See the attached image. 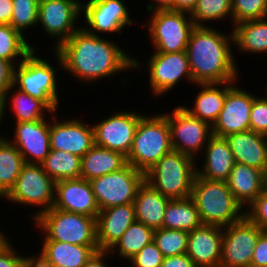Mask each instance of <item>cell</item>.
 <instances>
[{
  "label": "cell",
  "instance_id": "6da1fadb",
  "mask_svg": "<svg viewBox=\"0 0 267 267\" xmlns=\"http://www.w3.org/2000/svg\"><path fill=\"white\" fill-rule=\"evenodd\" d=\"M119 44L110 36L93 35L81 27L55 51L62 60V72L72 76L77 84L84 86L85 83L93 89L104 79L112 82L119 74L123 77L121 85L126 86L130 78L121 74L132 73L134 55L128 54Z\"/></svg>",
  "mask_w": 267,
  "mask_h": 267
},
{
  "label": "cell",
  "instance_id": "7a4b0ae2",
  "mask_svg": "<svg viewBox=\"0 0 267 267\" xmlns=\"http://www.w3.org/2000/svg\"><path fill=\"white\" fill-rule=\"evenodd\" d=\"M233 48L232 30L195 26L186 47L193 85L240 82Z\"/></svg>",
  "mask_w": 267,
  "mask_h": 267
},
{
  "label": "cell",
  "instance_id": "3957f363",
  "mask_svg": "<svg viewBox=\"0 0 267 267\" xmlns=\"http://www.w3.org/2000/svg\"><path fill=\"white\" fill-rule=\"evenodd\" d=\"M49 49V50H48ZM51 57H43L38 50H32L22 62L14 66L13 85L28 95L42 101L52 112L59 111L62 96L59 71L62 72V60L55 50L47 48ZM40 54L38 56V54ZM50 59V61H49ZM56 63V64H55ZM59 69V70H58ZM59 75V76H58ZM60 86V87H59ZM60 92V93H59Z\"/></svg>",
  "mask_w": 267,
  "mask_h": 267
},
{
  "label": "cell",
  "instance_id": "277c9868",
  "mask_svg": "<svg viewBox=\"0 0 267 267\" xmlns=\"http://www.w3.org/2000/svg\"><path fill=\"white\" fill-rule=\"evenodd\" d=\"M203 224L228 226L241 220L245 210L236 201L227 182L195 176L190 196Z\"/></svg>",
  "mask_w": 267,
  "mask_h": 267
},
{
  "label": "cell",
  "instance_id": "5b68a950",
  "mask_svg": "<svg viewBox=\"0 0 267 267\" xmlns=\"http://www.w3.org/2000/svg\"><path fill=\"white\" fill-rule=\"evenodd\" d=\"M154 113H145L139 119L133 145L127 156V163L143 173L173 150L166 111Z\"/></svg>",
  "mask_w": 267,
  "mask_h": 267
},
{
  "label": "cell",
  "instance_id": "8992f818",
  "mask_svg": "<svg viewBox=\"0 0 267 267\" xmlns=\"http://www.w3.org/2000/svg\"><path fill=\"white\" fill-rule=\"evenodd\" d=\"M32 226L40 231L42 241L66 242L81 246H98L94 217L51 208L43 212ZM43 233V235H42Z\"/></svg>",
  "mask_w": 267,
  "mask_h": 267
},
{
  "label": "cell",
  "instance_id": "52a82bcc",
  "mask_svg": "<svg viewBox=\"0 0 267 267\" xmlns=\"http://www.w3.org/2000/svg\"><path fill=\"white\" fill-rule=\"evenodd\" d=\"M197 161L172 150L145 172V182L170 199L191 196Z\"/></svg>",
  "mask_w": 267,
  "mask_h": 267
},
{
  "label": "cell",
  "instance_id": "ba28073f",
  "mask_svg": "<svg viewBox=\"0 0 267 267\" xmlns=\"http://www.w3.org/2000/svg\"><path fill=\"white\" fill-rule=\"evenodd\" d=\"M151 55L145 58L146 63L142 58L133 56V72L142 71L148 74V86L150 93L157 99L176 88L181 82H189L193 86L192 74L189 67V61L186 51L164 53L151 51ZM142 60V61H141ZM146 66V67H145ZM186 78V79H185ZM181 81V82H180ZM174 88V89H173Z\"/></svg>",
  "mask_w": 267,
  "mask_h": 267
},
{
  "label": "cell",
  "instance_id": "9c48e42d",
  "mask_svg": "<svg viewBox=\"0 0 267 267\" xmlns=\"http://www.w3.org/2000/svg\"><path fill=\"white\" fill-rule=\"evenodd\" d=\"M17 206H31L30 220L50 210L55 201V181L43 170L41 164L25 163L14 187L2 199ZM37 209V211H36ZM33 213V214H32Z\"/></svg>",
  "mask_w": 267,
  "mask_h": 267
},
{
  "label": "cell",
  "instance_id": "30bf717a",
  "mask_svg": "<svg viewBox=\"0 0 267 267\" xmlns=\"http://www.w3.org/2000/svg\"><path fill=\"white\" fill-rule=\"evenodd\" d=\"M145 14L150 18L140 24V28H148L146 33L153 45V51L164 53L186 51L190 35L195 28L190 13L166 9Z\"/></svg>",
  "mask_w": 267,
  "mask_h": 267
},
{
  "label": "cell",
  "instance_id": "8fae6325",
  "mask_svg": "<svg viewBox=\"0 0 267 267\" xmlns=\"http://www.w3.org/2000/svg\"><path fill=\"white\" fill-rule=\"evenodd\" d=\"M82 0H39L38 23L56 50L81 28ZM80 20V21H79ZM80 23V24H78Z\"/></svg>",
  "mask_w": 267,
  "mask_h": 267
},
{
  "label": "cell",
  "instance_id": "7c38bea8",
  "mask_svg": "<svg viewBox=\"0 0 267 267\" xmlns=\"http://www.w3.org/2000/svg\"><path fill=\"white\" fill-rule=\"evenodd\" d=\"M129 10L131 9L124 0H84L81 27L88 33L101 37L116 34V37L120 36L125 28L129 29V26L137 23L131 18Z\"/></svg>",
  "mask_w": 267,
  "mask_h": 267
},
{
  "label": "cell",
  "instance_id": "4fadbf2b",
  "mask_svg": "<svg viewBox=\"0 0 267 267\" xmlns=\"http://www.w3.org/2000/svg\"><path fill=\"white\" fill-rule=\"evenodd\" d=\"M166 112L170 128L172 149L198 161L212 136V127L186 111L182 105H175Z\"/></svg>",
  "mask_w": 267,
  "mask_h": 267
},
{
  "label": "cell",
  "instance_id": "5bb4252c",
  "mask_svg": "<svg viewBox=\"0 0 267 267\" xmlns=\"http://www.w3.org/2000/svg\"><path fill=\"white\" fill-rule=\"evenodd\" d=\"M145 181V173L127 164L121 170L91 179L96 202L100 210L133 203L138 188Z\"/></svg>",
  "mask_w": 267,
  "mask_h": 267
},
{
  "label": "cell",
  "instance_id": "9a60e30c",
  "mask_svg": "<svg viewBox=\"0 0 267 267\" xmlns=\"http://www.w3.org/2000/svg\"><path fill=\"white\" fill-rule=\"evenodd\" d=\"M111 115L103 116L98 122H91L94 130L95 145L123 153L126 157L131 151L133 139L144 113L116 109Z\"/></svg>",
  "mask_w": 267,
  "mask_h": 267
},
{
  "label": "cell",
  "instance_id": "2e32d148",
  "mask_svg": "<svg viewBox=\"0 0 267 267\" xmlns=\"http://www.w3.org/2000/svg\"><path fill=\"white\" fill-rule=\"evenodd\" d=\"M263 230L246 216L223 227L219 267H251L254 248Z\"/></svg>",
  "mask_w": 267,
  "mask_h": 267
},
{
  "label": "cell",
  "instance_id": "e0dca14e",
  "mask_svg": "<svg viewBox=\"0 0 267 267\" xmlns=\"http://www.w3.org/2000/svg\"><path fill=\"white\" fill-rule=\"evenodd\" d=\"M59 111L50 113V148L83 157L94 145V130L83 118L59 119Z\"/></svg>",
  "mask_w": 267,
  "mask_h": 267
},
{
  "label": "cell",
  "instance_id": "ac0fdd59",
  "mask_svg": "<svg viewBox=\"0 0 267 267\" xmlns=\"http://www.w3.org/2000/svg\"><path fill=\"white\" fill-rule=\"evenodd\" d=\"M237 84V81L227 82L223 109L212 126V135L226 137L250 130L251 108L256 95Z\"/></svg>",
  "mask_w": 267,
  "mask_h": 267
},
{
  "label": "cell",
  "instance_id": "d6986e66",
  "mask_svg": "<svg viewBox=\"0 0 267 267\" xmlns=\"http://www.w3.org/2000/svg\"><path fill=\"white\" fill-rule=\"evenodd\" d=\"M11 122L14 128L12 137L6 138L22 154L25 163L40 164L49 154L50 148V115L47 118L30 122Z\"/></svg>",
  "mask_w": 267,
  "mask_h": 267
},
{
  "label": "cell",
  "instance_id": "ffe728a7",
  "mask_svg": "<svg viewBox=\"0 0 267 267\" xmlns=\"http://www.w3.org/2000/svg\"><path fill=\"white\" fill-rule=\"evenodd\" d=\"M53 208L97 218L100 211L91 184L84 178L55 182Z\"/></svg>",
  "mask_w": 267,
  "mask_h": 267
},
{
  "label": "cell",
  "instance_id": "44dd1931",
  "mask_svg": "<svg viewBox=\"0 0 267 267\" xmlns=\"http://www.w3.org/2000/svg\"><path fill=\"white\" fill-rule=\"evenodd\" d=\"M222 241L223 227L202 224L188 232L186 254L196 267H219Z\"/></svg>",
  "mask_w": 267,
  "mask_h": 267
},
{
  "label": "cell",
  "instance_id": "7402d4cb",
  "mask_svg": "<svg viewBox=\"0 0 267 267\" xmlns=\"http://www.w3.org/2000/svg\"><path fill=\"white\" fill-rule=\"evenodd\" d=\"M34 252L32 266L83 267L99 246H81L58 241H40ZM36 253V254H35Z\"/></svg>",
  "mask_w": 267,
  "mask_h": 267
},
{
  "label": "cell",
  "instance_id": "603a6c76",
  "mask_svg": "<svg viewBox=\"0 0 267 267\" xmlns=\"http://www.w3.org/2000/svg\"><path fill=\"white\" fill-rule=\"evenodd\" d=\"M198 160L202 164L197 161V176L210 181L226 182L236 163L226 138L215 135L209 138Z\"/></svg>",
  "mask_w": 267,
  "mask_h": 267
},
{
  "label": "cell",
  "instance_id": "cb8c5ba5",
  "mask_svg": "<svg viewBox=\"0 0 267 267\" xmlns=\"http://www.w3.org/2000/svg\"><path fill=\"white\" fill-rule=\"evenodd\" d=\"M135 220L133 203L100 210L96 218L99 250L108 251Z\"/></svg>",
  "mask_w": 267,
  "mask_h": 267
},
{
  "label": "cell",
  "instance_id": "d4e9b609",
  "mask_svg": "<svg viewBox=\"0 0 267 267\" xmlns=\"http://www.w3.org/2000/svg\"><path fill=\"white\" fill-rule=\"evenodd\" d=\"M226 140L235 162L264 170L267 162L266 135L252 130L227 135Z\"/></svg>",
  "mask_w": 267,
  "mask_h": 267
},
{
  "label": "cell",
  "instance_id": "484cf974",
  "mask_svg": "<svg viewBox=\"0 0 267 267\" xmlns=\"http://www.w3.org/2000/svg\"><path fill=\"white\" fill-rule=\"evenodd\" d=\"M196 96H193L191 107L183 108L191 115L207 122L211 127L218 119V116L223 109L224 101L227 93V82L225 83H210V84H195ZM199 91V92H198Z\"/></svg>",
  "mask_w": 267,
  "mask_h": 267
},
{
  "label": "cell",
  "instance_id": "4316f807",
  "mask_svg": "<svg viewBox=\"0 0 267 267\" xmlns=\"http://www.w3.org/2000/svg\"><path fill=\"white\" fill-rule=\"evenodd\" d=\"M227 185L236 201L245 210L263 191V171L236 162L227 179Z\"/></svg>",
  "mask_w": 267,
  "mask_h": 267
},
{
  "label": "cell",
  "instance_id": "83f0119b",
  "mask_svg": "<svg viewBox=\"0 0 267 267\" xmlns=\"http://www.w3.org/2000/svg\"><path fill=\"white\" fill-rule=\"evenodd\" d=\"M170 200L144 181L133 202L136 220L153 230L162 228L166 206Z\"/></svg>",
  "mask_w": 267,
  "mask_h": 267
},
{
  "label": "cell",
  "instance_id": "f1b7e54d",
  "mask_svg": "<svg viewBox=\"0 0 267 267\" xmlns=\"http://www.w3.org/2000/svg\"><path fill=\"white\" fill-rule=\"evenodd\" d=\"M234 53L260 55L267 54V18L246 20L231 28Z\"/></svg>",
  "mask_w": 267,
  "mask_h": 267
},
{
  "label": "cell",
  "instance_id": "f546056e",
  "mask_svg": "<svg viewBox=\"0 0 267 267\" xmlns=\"http://www.w3.org/2000/svg\"><path fill=\"white\" fill-rule=\"evenodd\" d=\"M127 157L118 151L94 145L81 157L80 177L88 181L121 170L127 165Z\"/></svg>",
  "mask_w": 267,
  "mask_h": 267
},
{
  "label": "cell",
  "instance_id": "4dcf8cb0",
  "mask_svg": "<svg viewBox=\"0 0 267 267\" xmlns=\"http://www.w3.org/2000/svg\"><path fill=\"white\" fill-rule=\"evenodd\" d=\"M3 97L5 106L4 120L8 119L6 118V112L10 114L11 117H14L11 118V120L14 119V123L41 120L47 118V115H50V113H52V111L42 101L28 95L25 92H22L14 85H12L6 91ZM9 109L10 113L8 112Z\"/></svg>",
  "mask_w": 267,
  "mask_h": 267
},
{
  "label": "cell",
  "instance_id": "1f68e13d",
  "mask_svg": "<svg viewBox=\"0 0 267 267\" xmlns=\"http://www.w3.org/2000/svg\"><path fill=\"white\" fill-rule=\"evenodd\" d=\"M153 233V229L135 220L121 238L108 250V253L112 259L115 260L116 257L120 262L127 263L144 246L153 241Z\"/></svg>",
  "mask_w": 267,
  "mask_h": 267
},
{
  "label": "cell",
  "instance_id": "d6a6232c",
  "mask_svg": "<svg viewBox=\"0 0 267 267\" xmlns=\"http://www.w3.org/2000/svg\"><path fill=\"white\" fill-rule=\"evenodd\" d=\"M202 224L197 207L191 197L171 199L168 202L162 228L190 232Z\"/></svg>",
  "mask_w": 267,
  "mask_h": 267
},
{
  "label": "cell",
  "instance_id": "836d02e7",
  "mask_svg": "<svg viewBox=\"0 0 267 267\" xmlns=\"http://www.w3.org/2000/svg\"><path fill=\"white\" fill-rule=\"evenodd\" d=\"M24 164L17 147L6 137L0 138V200L14 187Z\"/></svg>",
  "mask_w": 267,
  "mask_h": 267
},
{
  "label": "cell",
  "instance_id": "e575fe53",
  "mask_svg": "<svg viewBox=\"0 0 267 267\" xmlns=\"http://www.w3.org/2000/svg\"><path fill=\"white\" fill-rule=\"evenodd\" d=\"M28 38L24 37L10 24H0V59L11 62L16 66L32 50H40L38 49L40 47L34 45L33 40Z\"/></svg>",
  "mask_w": 267,
  "mask_h": 267
},
{
  "label": "cell",
  "instance_id": "d590c367",
  "mask_svg": "<svg viewBox=\"0 0 267 267\" xmlns=\"http://www.w3.org/2000/svg\"><path fill=\"white\" fill-rule=\"evenodd\" d=\"M43 170L55 181L80 178L81 157L70 152L50 150L40 163Z\"/></svg>",
  "mask_w": 267,
  "mask_h": 267
},
{
  "label": "cell",
  "instance_id": "8d00e7d4",
  "mask_svg": "<svg viewBox=\"0 0 267 267\" xmlns=\"http://www.w3.org/2000/svg\"><path fill=\"white\" fill-rule=\"evenodd\" d=\"M232 0H197L195 8L190 13L195 26H213L219 21L230 20L232 23ZM229 18V19H228ZM210 22V24H209Z\"/></svg>",
  "mask_w": 267,
  "mask_h": 267
},
{
  "label": "cell",
  "instance_id": "74e56055",
  "mask_svg": "<svg viewBox=\"0 0 267 267\" xmlns=\"http://www.w3.org/2000/svg\"><path fill=\"white\" fill-rule=\"evenodd\" d=\"M38 4L39 0H12L13 9L10 25L24 37L28 36L25 34L31 28L34 31L38 27Z\"/></svg>",
  "mask_w": 267,
  "mask_h": 267
},
{
  "label": "cell",
  "instance_id": "f35d334b",
  "mask_svg": "<svg viewBox=\"0 0 267 267\" xmlns=\"http://www.w3.org/2000/svg\"><path fill=\"white\" fill-rule=\"evenodd\" d=\"M153 241L164 257L186 254L188 232L168 228L156 229L153 233Z\"/></svg>",
  "mask_w": 267,
  "mask_h": 267
},
{
  "label": "cell",
  "instance_id": "ab89813d",
  "mask_svg": "<svg viewBox=\"0 0 267 267\" xmlns=\"http://www.w3.org/2000/svg\"><path fill=\"white\" fill-rule=\"evenodd\" d=\"M232 24L267 18V0H232Z\"/></svg>",
  "mask_w": 267,
  "mask_h": 267
},
{
  "label": "cell",
  "instance_id": "60d3db41",
  "mask_svg": "<svg viewBox=\"0 0 267 267\" xmlns=\"http://www.w3.org/2000/svg\"><path fill=\"white\" fill-rule=\"evenodd\" d=\"M265 89L261 97L259 93L254 97L250 116V130L263 135H267V85Z\"/></svg>",
  "mask_w": 267,
  "mask_h": 267
},
{
  "label": "cell",
  "instance_id": "b9f144b4",
  "mask_svg": "<svg viewBox=\"0 0 267 267\" xmlns=\"http://www.w3.org/2000/svg\"><path fill=\"white\" fill-rule=\"evenodd\" d=\"M164 255L154 241L144 246L126 265L132 267H161Z\"/></svg>",
  "mask_w": 267,
  "mask_h": 267
},
{
  "label": "cell",
  "instance_id": "7bdbcfd3",
  "mask_svg": "<svg viewBox=\"0 0 267 267\" xmlns=\"http://www.w3.org/2000/svg\"><path fill=\"white\" fill-rule=\"evenodd\" d=\"M245 216L263 231H267V189L245 209Z\"/></svg>",
  "mask_w": 267,
  "mask_h": 267
},
{
  "label": "cell",
  "instance_id": "ee69618b",
  "mask_svg": "<svg viewBox=\"0 0 267 267\" xmlns=\"http://www.w3.org/2000/svg\"><path fill=\"white\" fill-rule=\"evenodd\" d=\"M13 244L10 242L0 251V267H32L33 254L31 255L29 252L26 256L22 255V251L19 250L18 252L16 249L18 247H14Z\"/></svg>",
  "mask_w": 267,
  "mask_h": 267
},
{
  "label": "cell",
  "instance_id": "f6af8a7d",
  "mask_svg": "<svg viewBox=\"0 0 267 267\" xmlns=\"http://www.w3.org/2000/svg\"><path fill=\"white\" fill-rule=\"evenodd\" d=\"M251 267H267V231H263L254 248Z\"/></svg>",
  "mask_w": 267,
  "mask_h": 267
},
{
  "label": "cell",
  "instance_id": "bcb514c9",
  "mask_svg": "<svg viewBox=\"0 0 267 267\" xmlns=\"http://www.w3.org/2000/svg\"><path fill=\"white\" fill-rule=\"evenodd\" d=\"M14 65L11 62L0 59V96L13 85Z\"/></svg>",
  "mask_w": 267,
  "mask_h": 267
},
{
  "label": "cell",
  "instance_id": "7dc6e473",
  "mask_svg": "<svg viewBox=\"0 0 267 267\" xmlns=\"http://www.w3.org/2000/svg\"><path fill=\"white\" fill-rule=\"evenodd\" d=\"M161 267H196L187 254L165 257Z\"/></svg>",
  "mask_w": 267,
  "mask_h": 267
},
{
  "label": "cell",
  "instance_id": "c3c4849f",
  "mask_svg": "<svg viewBox=\"0 0 267 267\" xmlns=\"http://www.w3.org/2000/svg\"><path fill=\"white\" fill-rule=\"evenodd\" d=\"M111 258L108 251L99 250L91 256L83 267H109L112 264L111 261H113ZM109 259L110 262H108Z\"/></svg>",
  "mask_w": 267,
  "mask_h": 267
},
{
  "label": "cell",
  "instance_id": "681fc988",
  "mask_svg": "<svg viewBox=\"0 0 267 267\" xmlns=\"http://www.w3.org/2000/svg\"><path fill=\"white\" fill-rule=\"evenodd\" d=\"M12 9V0H0V24H10Z\"/></svg>",
  "mask_w": 267,
  "mask_h": 267
},
{
  "label": "cell",
  "instance_id": "f907efd6",
  "mask_svg": "<svg viewBox=\"0 0 267 267\" xmlns=\"http://www.w3.org/2000/svg\"><path fill=\"white\" fill-rule=\"evenodd\" d=\"M149 1V0H148ZM174 0H150L145 5L147 12H152L155 10H166L171 9Z\"/></svg>",
  "mask_w": 267,
  "mask_h": 267
},
{
  "label": "cell",
  "instance_id": "816d5d0a",
  "mask_svg": "<svg viewBox=\"0 0 267 267\" xmlns=\"http://www.w3.org/2000/svg\"><path fill=\"white\" fill-rule=\"evenodd\" d=\"M196 3L197 0H174L173 6L170 10L191 13L195 8Z\"/></svg>",
  "mask_w": 267,
  "mask_h": 267
},
{
  "label": "cell",
  "instance_id": "f5cc1de1",
  "mask_svg": "<svg viewBox=\"0 0 267 267\" xmlns=\"http://www.w3.org/2000/svg\"><path fill=\"white\" fill-rule=\"evenodd\" d=\"M5 106H4V97L0 96V130L3 131L1 128L2 123L4 124V122H6L5 120ZM3 134V135H2ZM6 135H4V133L2 132L0 134V138L5 137Z\"/></svg>",
  "mask_w": 267,
  "mask_h": 267
},
{
  "label": "cell",
  "instance_id": "db71d44e",
  "mask_svg": "<svg viewBox=\"0 0 267 267\" xmlns=\"http://www.w3.org/2000/svg\"><path fill=\"white\" fill-rule=\"evenodd\" d=\"M7 234L8 233H6V231L4 230L2 231L0 227V251L4 249L12 241Z\"/></svg>",
  "mask_w": 267,
  "mask_h": 267
},
{
  "label": "cell",
  "instance_id": "11a10c76",
  "mask_svg": "<svg viewBox=\"0 0 267 267\" xmlns=\"http://www.w3.org/2000/svg\"><path fill=\"white\" fill-rule=\"evenodd\" d=\"M263 183H264V188L267 189V162L263 170Z\"/></svg>",
  "mask_w": 267,
  "mask_h": 267
},
{
  "label": "cell",
  "instance_id": "9f6ffc18",
  "mask_svg": "<svg viewBox=\"0 0 267 267\" xmlns=\"http://www.w3.org/2000/svg\"><path fill=\"white\" fill-rule=\"evenodd\" d=\"M32 267H53V266H32Z\"/></svg>",
  "mask_w": 267,
  "mask_h": 267
}]
</instances>
